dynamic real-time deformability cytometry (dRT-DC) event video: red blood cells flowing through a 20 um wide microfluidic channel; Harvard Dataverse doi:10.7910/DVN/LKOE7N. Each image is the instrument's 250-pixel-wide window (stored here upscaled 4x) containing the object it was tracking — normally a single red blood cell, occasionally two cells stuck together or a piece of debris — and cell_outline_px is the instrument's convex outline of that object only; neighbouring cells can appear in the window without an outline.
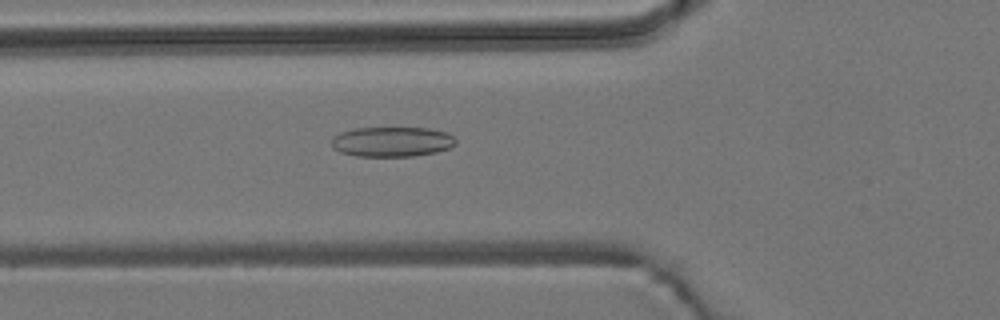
{"species": "common noctule bat (a hibernating species)", "species_latin": "Nyctalus noctula", "temperature_condition": "room temperature", "stored_images_in_passage": 53, "camera_frame_rate_fps": 3000, "um_per_image_px": 0.085, "animal": {"sex": "male", "body_mass_g": 19.2, "forearm_length_mm": 51.8}, "frame": {"image": 1, "passage_image": 19, "time_ms": 6.0, "image_size_px": [1000, 320], "cell_outline_px": [[456, 144], [448, 148], [436, 152], [412, 156], [356, 156], [340, 152], [332, 148], [332, 136], [340, 132], [356, 128], [428, 128], [448, 132], [456, 140]], "centroid_in_image_um": [33.3, 12.04], "position_along_channel_um": 92.5, "area_um2": 21.73}}
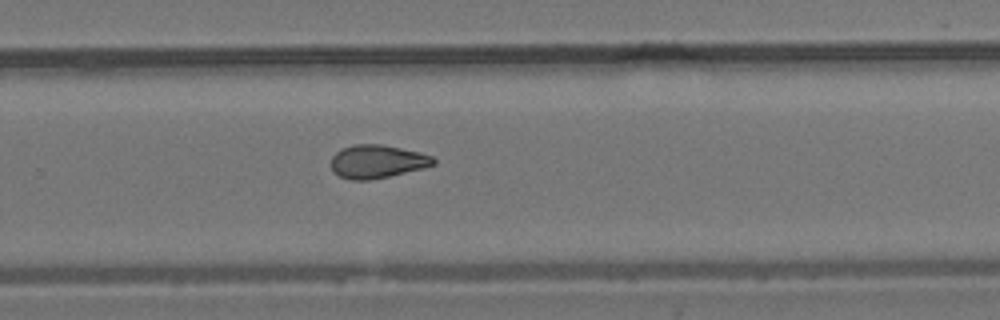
{"frame": {"image": 2, "passage_image": 35, "time_ms": 11.333, "image_size_px": [1000, 320], "cell_outline_px": [[436, 164], [424, 168], [388, 176], [368, 180], [352, 180], [340, 176], [332, 172], [332, 156], [340, 148], [352, 144], [380, 144], [420, 152], [432, 156], [436, 160]], "centroid_in_image_um": [32.05, 13.72], "position_along_channel_um": 297.7, "area_um2": 19.88}}
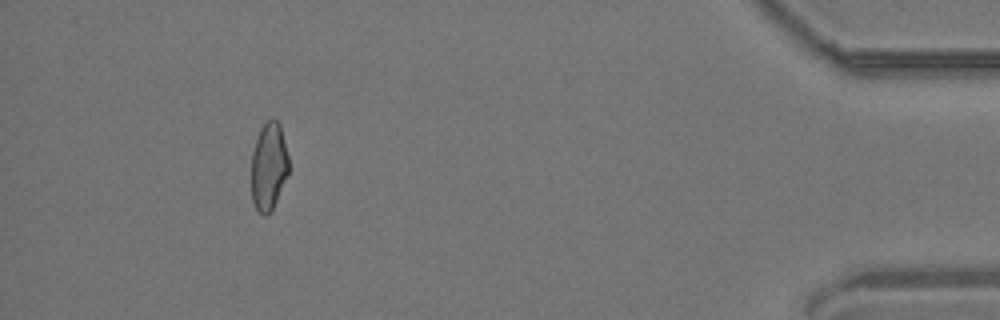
{"frame": {"image": 3, "passage_image": 49, "time_ms": 16.0, "image_size_px": [1000, 320], "cell_outline_px": [[288, 172], [276, 200], [268, 216], [264, 216], [256, 208], [252, 200], [252, 152], [260, 128], [272, 116], [280, 124], [288, 156]], "centroid_in_image_um": [22.83, 14.12], "position_along_channel_um": 412.4, "area_um2": 18.84}, "authors_computed_cell_mechanics": {"area_um2": 20.23, "velocity_mm_per_s": 3.8553, "shape_relaxation_time_tau1_ms": null, "shape_relaxation_time_tau2_ms": 6.3001, "deformation_change_tau1": null, "deformation_change_tau2": 0.1393}}